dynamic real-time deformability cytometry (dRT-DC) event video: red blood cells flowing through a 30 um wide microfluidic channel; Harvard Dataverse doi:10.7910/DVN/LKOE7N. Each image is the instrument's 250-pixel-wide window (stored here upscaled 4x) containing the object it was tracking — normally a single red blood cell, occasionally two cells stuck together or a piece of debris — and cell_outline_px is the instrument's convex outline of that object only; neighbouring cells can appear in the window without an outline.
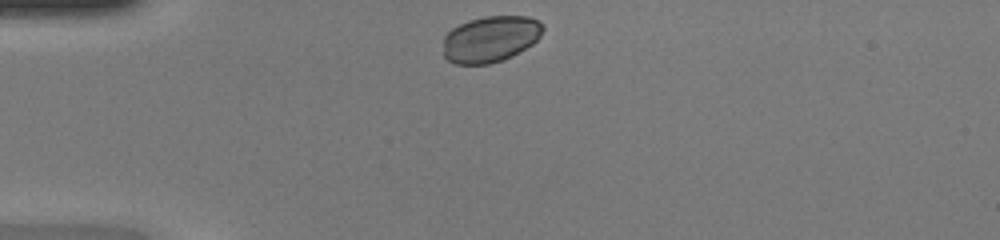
{"species": "common noctule bat (a hibernating species)", "species_latin": "Nyctalus noctula", "temperature_condition": "warm", "stored_images_in_passage": 32, "camera_frame_rate_fps": 3000, "um_per_image_px": 0.085, "animal": {"sex": "female", "body_mass_g": 20.0, "forearm_length_mm": 54.0}, "frame": {"image": 1, "passage_image": 1, "time_ms": 0.0, "image_size_px": [1000, 240], "cell_outline_px": [[544, 28], [540, 36], [532, 44], [512, 56], [504, 60], [488, 64], [456, 64], [448, 60], [444, 56], [444, 36], [452, 28], [468, 20], [484, 16], [528, 16], [544, 24]], "centroid_in_image_um": [41.69, 3.31], "position_along_channel_um": 43.3, "area_um2": 26.93}}
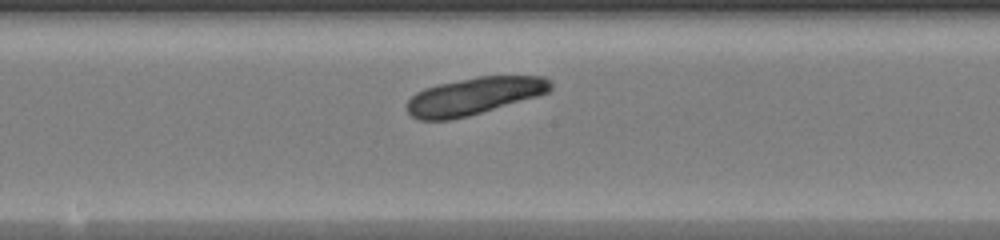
{"frame": {"image": 2, "passage_image": 15, "time_ms": 4.667, "image_size_px": [1000, 240], "cell_outline_px": [[552, 88], [548, 92], [536, 96], [468, 116], [448, 120], [420, 120], [412, 116], [408, 112], [408, 100], [416, 92], [424, 88], [436, 84], [476, 76], [544, 76], [552, 80]], "centroid_in_image_um": [40.3, 8.15], "position_along_channel_um": 207.9, "area_um2": 31.1}}
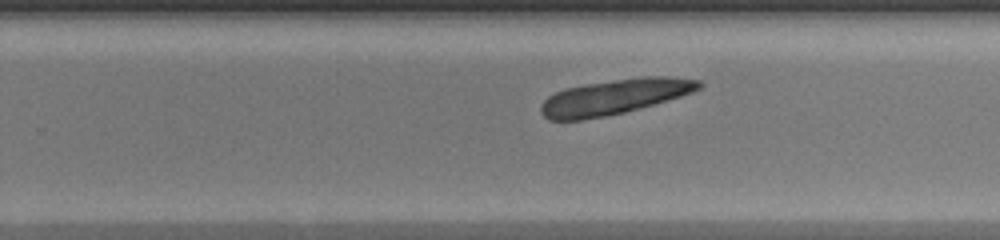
{"frame": {"image": 3, "passage_image": 20, "time_ms": 6.333, "image_size_px": [1000, 240], "cell_outline_px": [[704, 84], [700, 88], [692, 92], [680, 96], [640, 108], [624, 112], [604, 116], [580, 120], [548, 120], [540, 112], [540, 104], [548, 96], [564, 88], [588, 84], [640, 76], [668, 76], [700, 80]], "centroid_in_image_um": [52.22, 8.22], "position_along_channel_um": 277.6, "area_um2": 32.25}}